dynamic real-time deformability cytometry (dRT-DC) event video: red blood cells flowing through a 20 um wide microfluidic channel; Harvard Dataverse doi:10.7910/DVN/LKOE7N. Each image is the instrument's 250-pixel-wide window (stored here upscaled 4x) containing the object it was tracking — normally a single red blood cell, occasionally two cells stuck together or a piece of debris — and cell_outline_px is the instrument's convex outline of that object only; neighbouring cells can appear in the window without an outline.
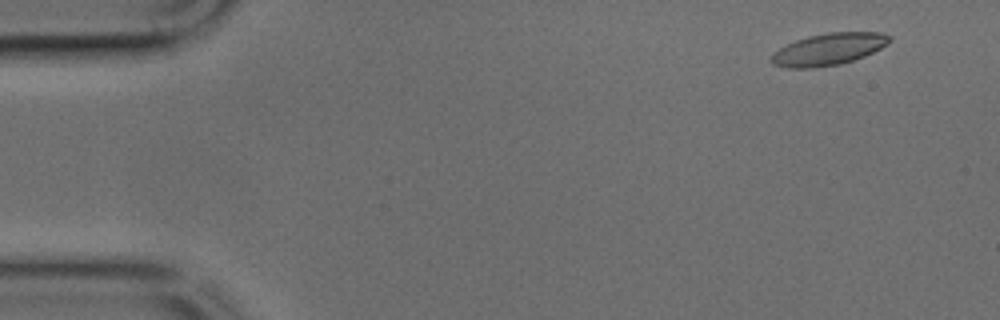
{"species": "common noctule bat (a hibernating species)", "species_latin": "Nyctalus noctula", "temperature_condition": "cold", "stored_images_in_passage": 49, "camera_frame_rate_fps": 3000, "um_per_image_px": 0.085, "animal": {"sex": "male", "body_mass_g": 17.9, "forearm_length_mm": 54.2}, "frame": {"image": 1, "passage_image": 4, "time_ms": 1.0, "image_size_px": [1000, 320], "cell_outline_px": [[892, 40], [880, 48], [864, 56], [840, 64], [812, 68], [788, 68], [772, 64], [768, 60], [772, 52], [796, 40], [808, 36], [828, 32], [880, 32], [888, 36]], "centroid_in_image_um": [70.37, 4.19], "position_along_channel_um": 14.6, "area_um2": 21.91}}
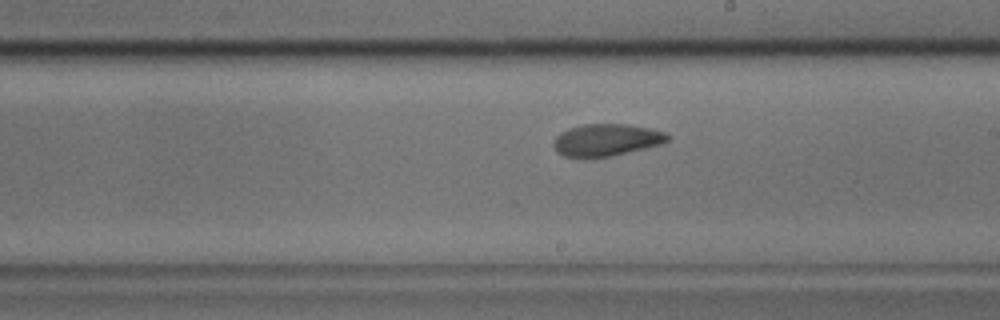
{"frame": {"image": 2, "passage_image": 28, "time_ms": 9.0, "image_size_px": [1000, 320], "cell_outline_px": [[668, 140], [660, 144], [612, 156], [564, 156], [556, 152], [552, 144], [556, 136], [560, 132], [568, 128], [584, 124], [628, 124], [652, 128], [664, 132], [668, 136]], "centroid_in_image_um": [51.51, 11.87], "position_along_channel_um": 237.5, "area_um2": 21.1}}
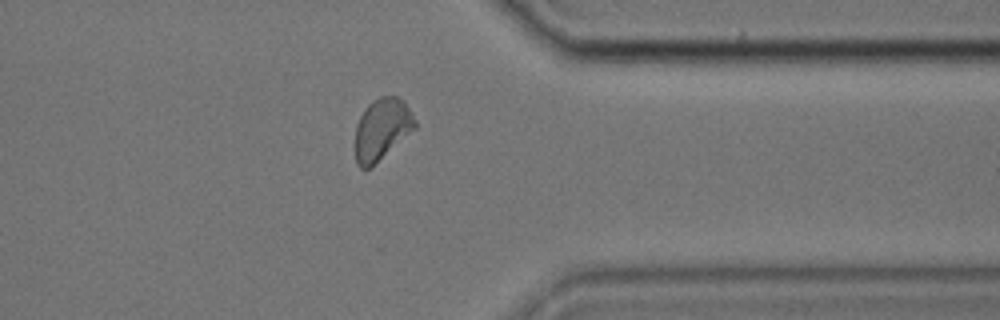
{"frame": {"image": 3, "passage_image": 39, "time_ms": 12.667, "image_size_px": [1000, 320], "cell_outline_px": [[416, 128], [372, 168], [360, 168], [356, 164], [356, 124], [364, 108], [372, 100], [380, 96], [396, 96], [404, 100], [416, 120]], "centroid_in_image_um": [32.47, 10.98], "position_along_channel_um": 378.9, "area_um2": 21.73}}